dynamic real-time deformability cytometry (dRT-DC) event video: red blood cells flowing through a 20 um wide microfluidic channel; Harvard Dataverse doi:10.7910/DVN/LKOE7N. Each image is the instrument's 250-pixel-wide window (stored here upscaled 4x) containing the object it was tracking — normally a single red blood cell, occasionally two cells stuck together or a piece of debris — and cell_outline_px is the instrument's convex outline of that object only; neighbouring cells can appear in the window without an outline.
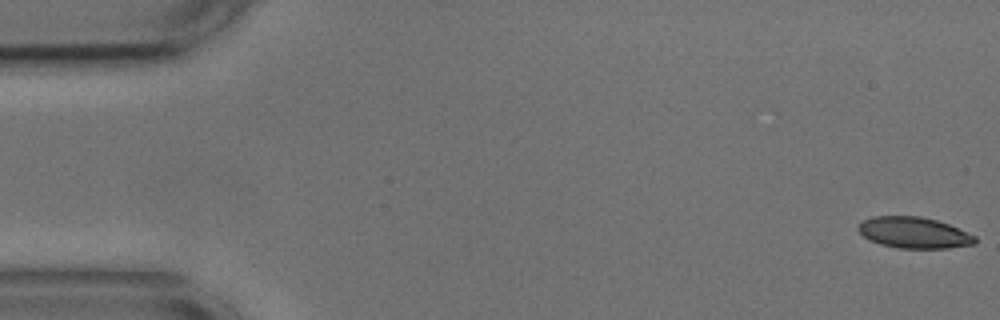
{"species": "common noctule bat (a hibernating species)", "species_latin": "Nyctalus noctula", "temperature_condition": "cold", "stored_images_in_passage": 55, "camera_frame_rate_fps": 3000, "um_per_image_px": 0.085, "animal": {"sex": "male", "body_mass_g": 17.9, "forearm_length_mm": 54.2}, "frame": {"image": 1, "passage_image": 1, "time_ms": 0.0, "image_size_px": [1000, 320], "cell_outline_px": [[976, 244], [948, 248], [896, 248], [880, 244], [868, 240], [856, 228], [864, 220], [872, 216], [920, 216], [936, 220], [948, 224], [976, 236]], "centroid_in_image_um": [77.68, 19.78], "position_along_channel_um": 7.3, "area_um2": 21.21}}
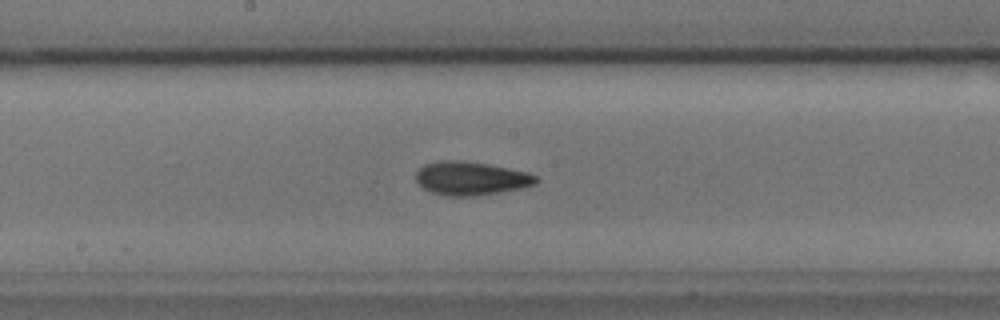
{"frame": {"image": 2, "passage_image": 28, "time_ms": 9.0, "image_size_px": [1000, 320], "cell_outline_px": [[540, 180], [536, 184], [524, 188], [468, 196], [448, 196], [432, 192], [424, 188], [416, 180], [416, 172], [424, 164], [444, 160], [460, 160], [488, 164], [528, 172], [536, 176]], "centroid_in_image_um": [40.05, 15.15], "position_along_channel_um": 208.1, "area_um2": 23.29}}
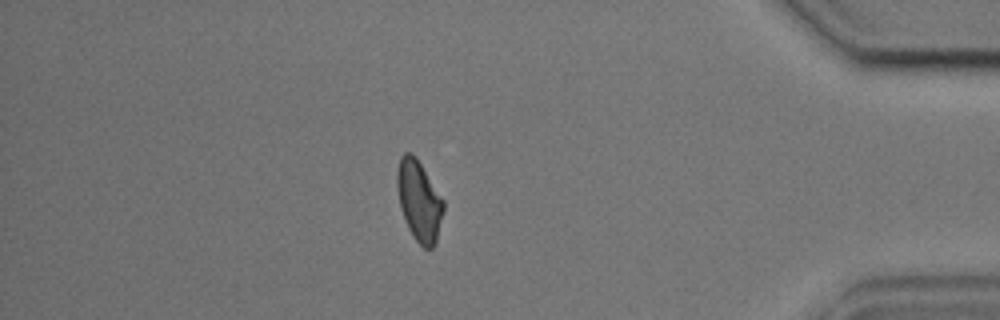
{"frame": {"image": 3, "passage_image": 47, "time_ms": 15.333, "image_size_px": [1000, 320], "cell_outline_px": [[444, 212], [436, 244], [432, 248], [424, 248], [412, 236], [408, 228], [400, 208], [396, 188], [396, 172], [400, 156], [404, 152], [412, 152], [416, 156], [444, 200]], "centroid_in_image_um": [35.62, 17.05], "position_along_channel_um": 399.6, "area_um2": 22.2}}